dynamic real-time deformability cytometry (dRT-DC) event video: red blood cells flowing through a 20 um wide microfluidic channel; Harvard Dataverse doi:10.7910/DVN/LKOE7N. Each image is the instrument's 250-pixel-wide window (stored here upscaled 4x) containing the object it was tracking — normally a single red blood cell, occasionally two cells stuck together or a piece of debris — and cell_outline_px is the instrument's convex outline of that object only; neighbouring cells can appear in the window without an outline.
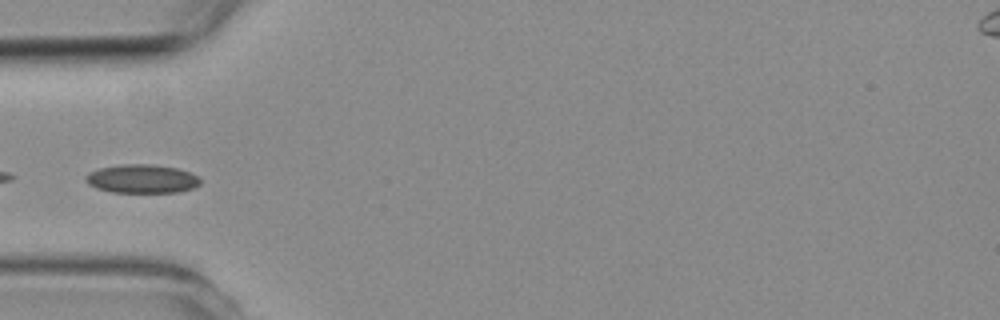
{"species": "common noctule bat (a hibernating species)", "species_latin": "Nyctalus noctula", "temperature_condition": "room temperature", "stored_images_in_passage": 5, "camera_frame_rate_fps": 3000, "um_per_image_px": 0.085, "animal": {"sex": "female", "body_mass_g": 19.3, "forearm_length_mm": 54.1}, "frame": {"image": 1, "passage_image": 5, "time_ms": 5.333, "image_size_px": [1000, 320], "cell_outline_px": [[200, 184], [192, 188], [180, 192], [112, 192], [96, 188], [88, 184], [84, 180], [84, 176], [88, 172], [100, 168], [120, 164], [152, 164], [176, 168], [188, 172], [196, 176], [200, 180]], "centroid_in_image_um": [12.01, 15.2], "position_along_channel_um": 73.0, "area_um2": 19.13}}